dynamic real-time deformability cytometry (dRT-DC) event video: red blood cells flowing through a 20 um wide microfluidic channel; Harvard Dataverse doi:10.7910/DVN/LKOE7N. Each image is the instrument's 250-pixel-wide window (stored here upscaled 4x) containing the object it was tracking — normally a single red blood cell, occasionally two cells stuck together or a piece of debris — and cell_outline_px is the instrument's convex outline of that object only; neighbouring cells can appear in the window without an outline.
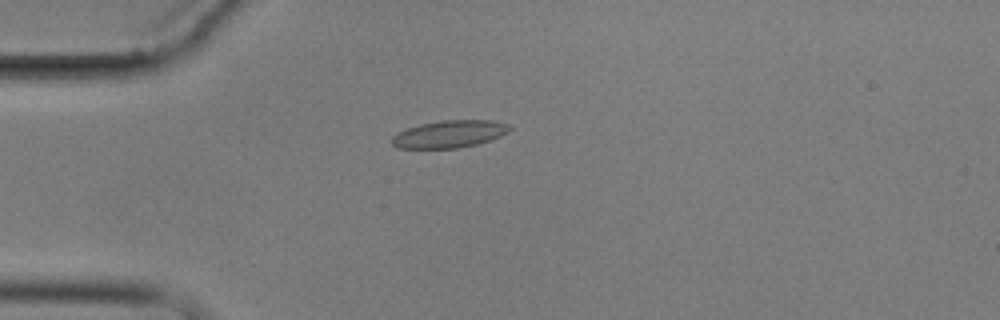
{"species": "common noctule bat (a hibernating species)", "species_latin": "Nyctalus noctula", "temperature_condition": "cold", "stored_images_in_passage": 10, "camera_frame_rate_fps": 3000, "um_per_image_px": 0.085, "animal": {"sex": "male", "body_mass_g": 17.9}, "frame": {"image": 1, "passage_image": 5, "time_ms": 4.667, "image_size_px": [1000, 320], "cell_outline_px": [[512, 128], [508, 132], [500, 136], [476, 144], [456, 148], [396, 148], [388, 140], [396, 132], [420, 124], [444, 120], [492, 120], [508, 124]], "centroid_in_image_um": [38.15, 11.39], "position_along_channel_um": 46.9, "area_um2": 18.79}}
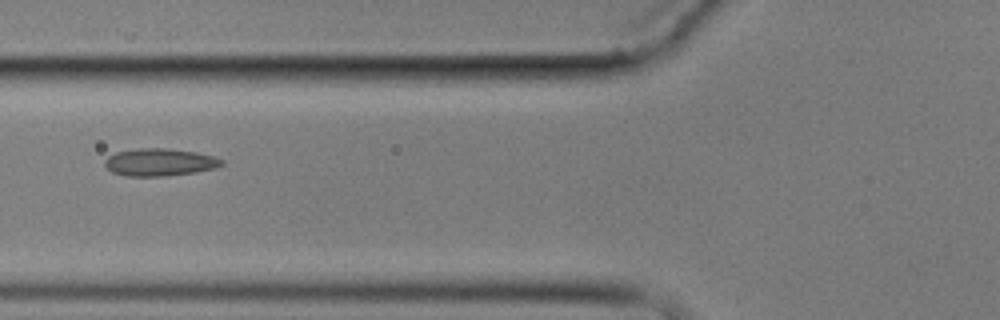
{"frame": {"image": 2, "passage_image": 7, "time_ms": 7.0, "image_size_px": [1000, 320], "cell_outline_px": [[224, 164], [216, 168], [196, 172], [164, 176], [128, 176], [112, 172], [104, 164], [104, 160], [108, 156], [116, 152], [140, 148], [168, 148], [196, 152], [212, 156], [224, 160]], "centroid_in_image_um": [13.58, 13.79], "position_along_channel_um": 112.2, "area_um2": 18.73}}
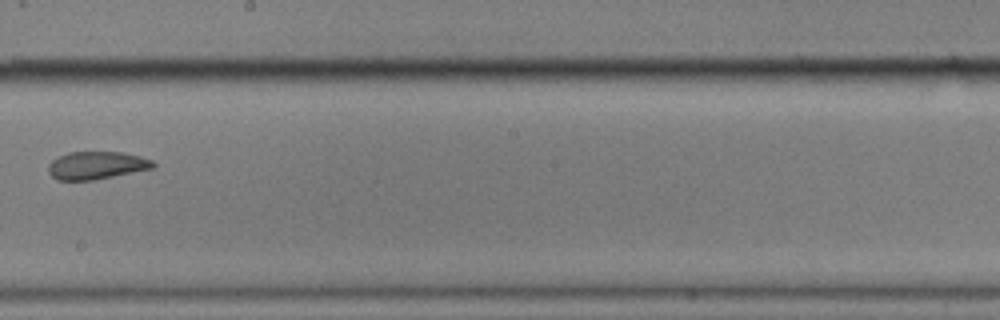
{"frame": {"image": 3, "passage_image": 10, "time_ms": 10.667, "image_size_px": [1000, 320], "cell_outline_px": [[156, 164], [152, 168], [92, 180], [56, 180], [48, 172], [48, 164], [52, 160], [68, 152], [120, 152], [140, 156], [152, 160]], "centroid_in_image_um": [8.17, 14.05], "position_along_channel_um": 240.0, "area_um2": 16.76}}